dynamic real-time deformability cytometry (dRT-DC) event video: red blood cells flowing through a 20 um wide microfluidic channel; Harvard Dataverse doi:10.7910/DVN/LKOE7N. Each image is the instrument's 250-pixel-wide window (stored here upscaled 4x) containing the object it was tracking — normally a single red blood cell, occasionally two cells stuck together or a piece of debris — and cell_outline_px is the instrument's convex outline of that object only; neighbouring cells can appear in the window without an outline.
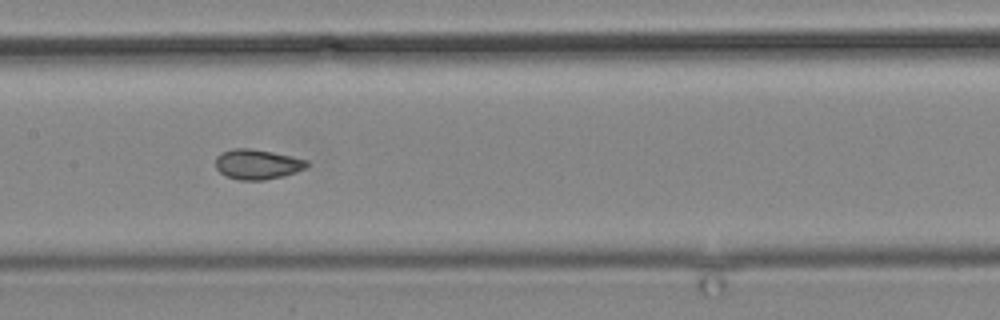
{"species": "common noctule bat (a hibernating species)", "species_latin": "Nyctalus noctula", "temperature_condition": "cold", "stored_images_in_passage": 10, "camera_frame_rate_fps": 3000, "um_per_image_px": 0.085, "animal": {"sex": "male", "body_mass_g": 19.2, "forearm_length_mm": 51.8}, "frame": {"image": 1, "passage_image": 9, "time_ms": 13.667, "image_size_px": [1000, 320], "cell_outline_px": [[308, 168], [284, 176], [264, 180], [240, 180], [228, 176], [220, 172], [216, 168], [216, 156], [220, 152], [232, 148], [248, 148], [272, 152], [292, 156], [308, 160]], "centroid_in_image_um": [21.89, 13.96], "position_along_channel_um": 185.5, "area_um2": 16.07}}
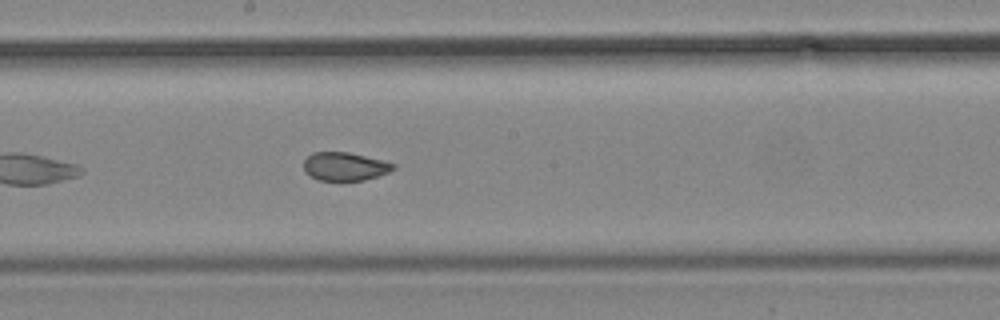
{"frame": {"image": 2, "passage_image": 10, "time_ms": 14.667, "image_size_px": [1000, 320], "cell_outline_px": [[396, 168], [388, 172], [364, 180], [316, 180], [304, 172], [304, 160], [312, 152], [348, 152], [384, 160], [396, 164]], "centroid_in_image_um": [29.3, 14.14], "position_along_channel_um": 218.9, "area_um2": 14.85}}